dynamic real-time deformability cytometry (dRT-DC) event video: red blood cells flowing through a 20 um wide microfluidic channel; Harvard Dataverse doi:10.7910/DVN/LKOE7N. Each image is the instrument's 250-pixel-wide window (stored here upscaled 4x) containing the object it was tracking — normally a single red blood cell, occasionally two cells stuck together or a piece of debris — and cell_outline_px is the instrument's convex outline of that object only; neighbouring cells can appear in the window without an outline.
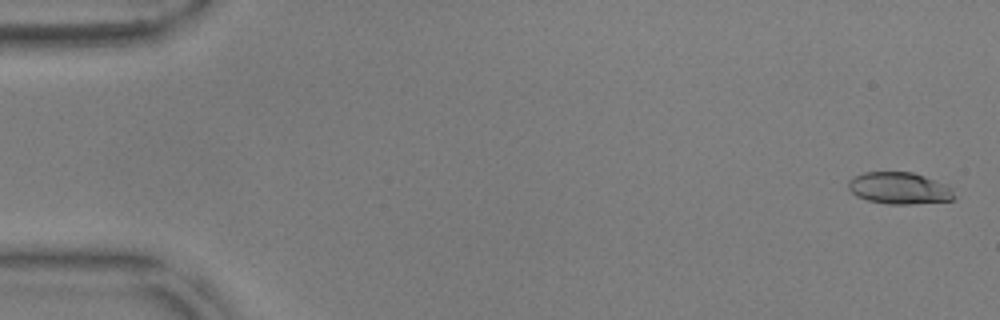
{"species": "common noctule bat (a hibernating species)", "species_latin": "Nyctalus noctula", "temperature_condition": "warm", "stored_images_in_passage": 56, "camera_frame_rate_fps": 3000, "um_per_image_px": 0.085, "animal": {"sex": "male", "body_mass_g": 17.9, "forearm_length_mm": 54.2}, "frame": {"image": 1, "passage_image": 2, "time_ms": 0.333, "image_size_px": [1000, 320], "cell_outline_px": [[956, 196], [952, 200], [912, 204], [888, 204], [868, 200], [856, 196], [848, 188], [848, 180], [852, 176], [864, 172], [912, 172], [948, 184]], "centroid_in_image_um": [76.43, 15.99], "position_along_channel_um": 8.6, "area_um2": 19.77}}
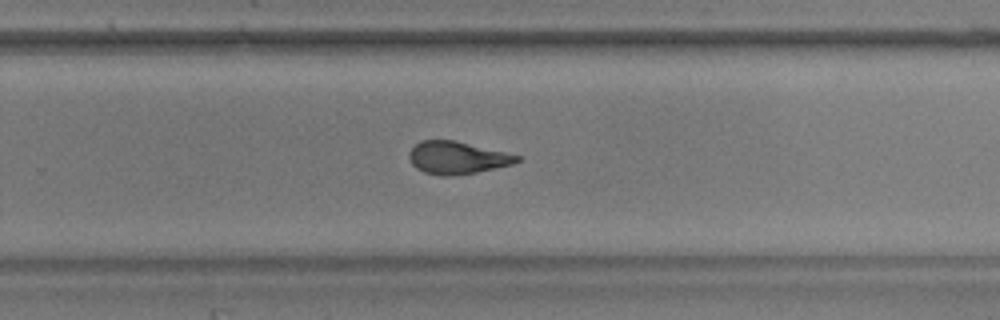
{"frame": {"image": 2, "passage_image": 37, "time_ms": 12.0, "image_size_px": [1000, 320], "cell_outline_px": [[520, 160], [512, 164], [476, 172], [456, 176], [440, 176], [424, 172], [416, 168], [412, 164], [408, 156], [408, 152], [420, 140], [452, 140], [504, 152], [520, 156]], "centroid_in_image_um": [38.8, 13.42], "position_along_channel_um": 291.0, "area_um2": 20.23}}
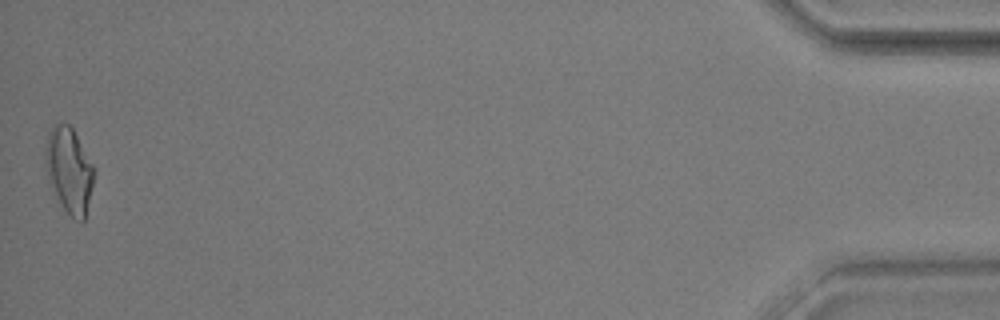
{"frame": {"image": 3, "passage_image": 56, "time_ms": 18.333, "image_size_px": [1000, 320], "cell_outline_px": [[96, 172], [84, 220], [80, 220], [72, 216], [64, 208], [48, 176], [48, 132], [56, 124], [68, 124], [72, 128], [92, 164]], "centroid_in_image_um": [5.95, 14.47], "position_along_channel_um": 429.3, "area_um2": 22.66}, "authors_computed_cell_mechanics": {"area_um2": 20.8658, "velocity_mm_per_s": 3.6156, "shape_relaxation_time_tau1_ms": null, "shape_relaxation_time_tau2_ms": 1.8081, "deformation_change_tau1": null, "deformation_change_tau2": 0.0962}}